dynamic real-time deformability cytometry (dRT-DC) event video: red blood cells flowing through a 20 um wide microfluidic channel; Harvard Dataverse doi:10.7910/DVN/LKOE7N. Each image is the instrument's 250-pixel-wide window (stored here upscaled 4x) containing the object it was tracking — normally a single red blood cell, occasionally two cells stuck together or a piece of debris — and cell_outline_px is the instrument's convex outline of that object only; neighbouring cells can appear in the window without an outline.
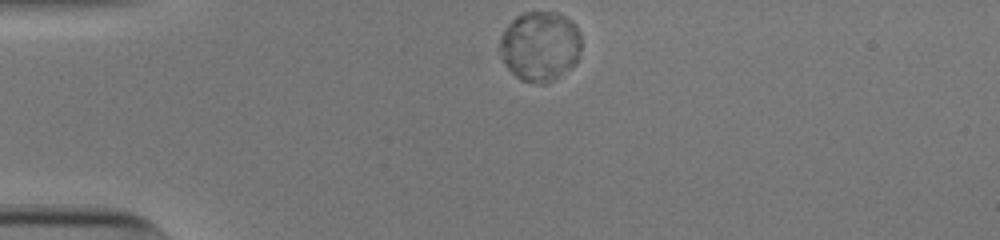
{"species": "human", "species_latin": "Homo sapiens", "temperature_condition": "cold", "stored_images_in_passage": 42, "camera_frame_rate_fps": 3000, "um_per_image_px": 0.085, "donor": {"sex": "male"}, "frame": {"image": 1, "passage_image": 1, "time_ms": 0.0, "image_size_px": [1000, 240], "cell_outline_px": [[580, 48], [576, 64], [552, 80], [544, 84], [540, 84], [520, 80], [504, 64], [500, 56], [500, 36], [504, 28], [516, 16], [524, 12], [560, 12], [572, 20], [576, 24], [580, 32]], "centroid_in_image_um": [45.9, 3.9], "position_along_channel_um": 39.1, "area_um2": 33.58}}
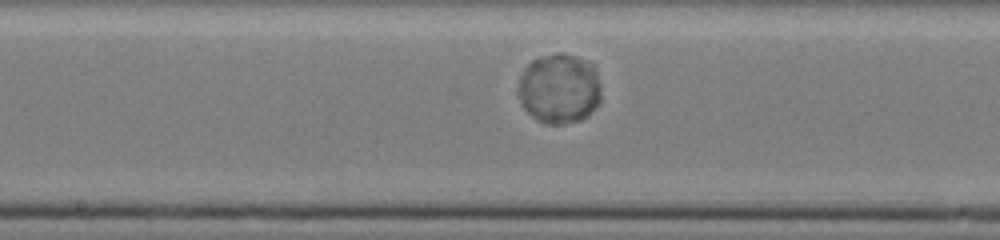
{"frame": {"image": 2, "passage_image": 17, "time_ms": 5.333, "image_size_px": [1000, 240], "cell_outline_px": [[600, 100], [588, 116], [580, 120], [564, 124], [544, 124], [536, 120], [524, 108], [520, 100], [520, 76], [524, 68], [532, 60], [540, 56], [556, 52], [560, 52], [576, 56], [588, 60], [592, 64], [596, 72], [600, 84]], "centroid_in_image_um": [47.55, 7.52], "position_along_channel_um": 200.6, "area_um2": 33.99}}
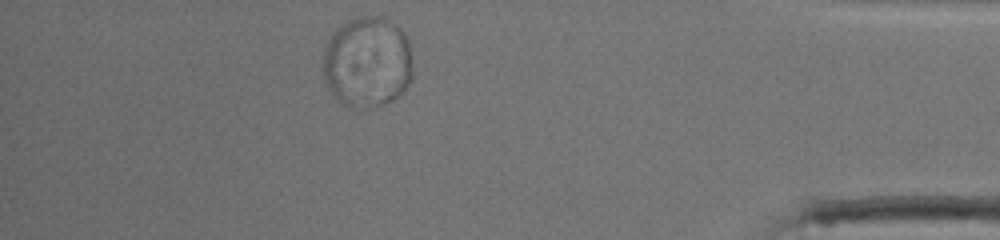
{"frame": {"image": 3, "passage_image": 36, "time_ms": 11.667, "image_size_px": [1000, 240], "cell_outline_px": [[412, 80], [404, 92], [400, 96], [384, 104], [372, 108], [348, 108], [332, 92], [324, 76], [320, 64], [324, 48], [328, 40], [336, 28], [340, 24], [348, 20], [364, 16], [384, 16], [396, 24], [404, 32], [408, 40], [412, 56]], "centroid_in_image_um": [31.24, 5.27], "position_along_channel_um": 404.0, "area_um2": 48.55}, "authors_computed_cell_mechanics": {"area_um2": 33.7841, "velocity_mm_per_s": 3.7831, "shape_relaxation_time_tau1_ms": 1.262, "shape_relaxation_time_tau2_ms": null, "deformation_change_tau1": 0.0244, "deformation_change_tau2": null}}